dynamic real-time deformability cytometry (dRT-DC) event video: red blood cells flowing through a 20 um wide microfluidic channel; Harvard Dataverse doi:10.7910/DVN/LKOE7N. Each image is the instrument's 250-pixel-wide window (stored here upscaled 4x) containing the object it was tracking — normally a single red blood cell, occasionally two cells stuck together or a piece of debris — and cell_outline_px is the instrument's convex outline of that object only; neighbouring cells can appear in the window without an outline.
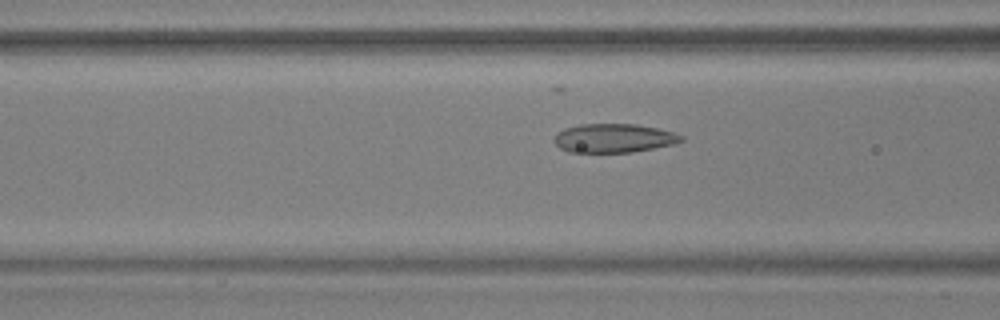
{"species": "common noctule bat (a hibernating species)", "species_latin": "Nyctalus noctula", "temperature_condition": "warm", "stored_images_in_passage": 49, "camera_frame_rate_fps": 3000, "um_per_image_px": 0.085, "animal": {"sex": "male", "body_mass_g": 17.9, "forearm_length_mm": 54.2}, "frame": {"image": 1, "passage_image": 16, "time_ms": 5.0, "image_size_px": [1000, 320], "cell_outline_px": [[684, 140], [676, 144], [632, 152], [568, 152], [560, 148], [552, 140], [564, 128], [580, 124], [636, 124], [656, 128], [672, 132], [684, 136]], "centroid_in_image_um": [52.19, 11.74], "position_along_channel_um": 114.4, "area_um2": 21.33}}
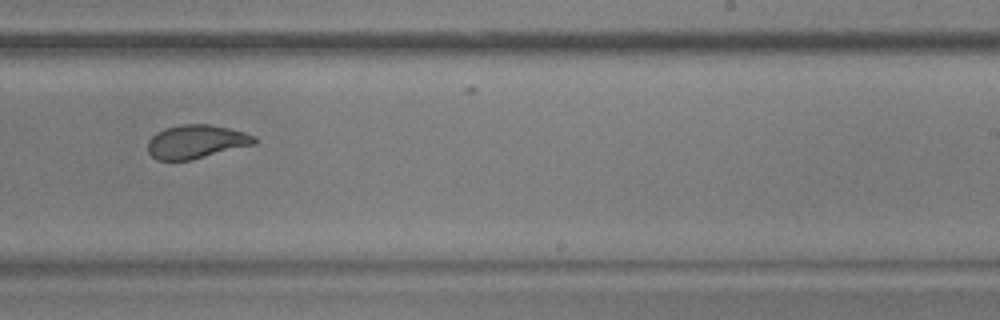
{"frame": {"image": 2, "passage_image": 29, "time_ms": 9.333, "image_size_px": [1000, 320], "cell_outline_px": [[256, 144], [192, 160], [156, 160], [148, 152], [148, 140], [156, 132], [164, 128], [184, 124], [208, 124], [228, 128], [244, 132], [256, 136]], "centroid_in_image_um": [16.68, 12.05], "position_along_channel_um": 272.3, "area_um2": 20.98}}
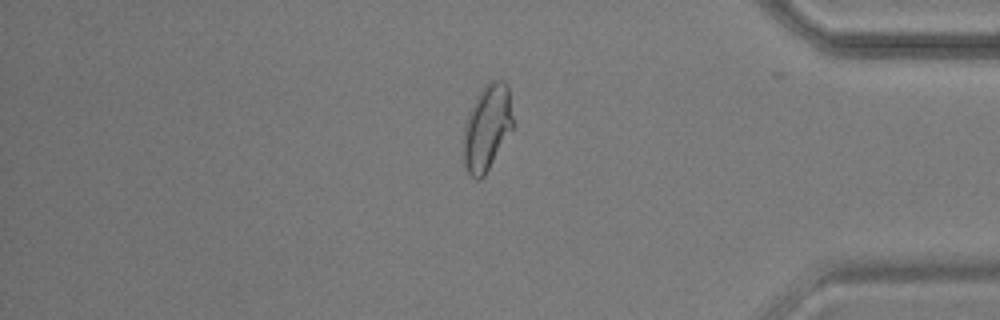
{"frame": {"image": 3, "passage_image": 41, "time_ms": 13.333, "image_size_px": [1000, 320], "cell_outline_px": [[512, 128], [484, 176], [480, 180], [476, 180], [468, 172], [464, 164], [464, 124], [468, 112], [484, 84], [488, 80], [504, 80], [508, 84], [512, 116]], "centroid_in_image_um": [41.38, 10.81], "position_along_channel_um": 393.8, "area_um2": 24.51}, "authors_computed_cell_mechanics": {"area_um2": 22.0218, "velocity_mm_per_s": 3.6425, "shape_relaxation_time_tau1_ms": 5.1541, "shape_relaxation_time_tau2_ms": 0.9927, "deformation_change_tau1": 0.1607, "deformation_change_tau2": 0.0617}}